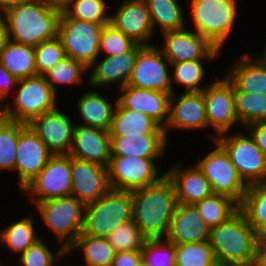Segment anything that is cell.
Returning a JSON list of instances; mask_svg holds the SVG:
<instances>
[{"instance_id": "6da1fadb", "label": "cell", "mask_w": 266, "mask_h": 266, "mask_svg": "<svg viewBox=\"0 0 266 266\" xmlns=\"http://www.w3.org/2000/svg\"><path fill=\"white\" fill-rule=\"evenodd\" d=\"M61 12L47 0H30L10 5L1 14L7 21L10 41L35 47L58 36Z\"/></svg>"}, {"instance_id": "7a4b0ae2", "label": "cell", "mask_w": 266, "mask_h": 266, "mask_svg": "<svg viewBox=\"0 0 266 266\" xmlns=\"http://www.w3.org/2000/svg\"><path fill=\"white\" fill-rule=\"evenodd\" d=\"M133 220L147 239L165 238L177 206L172 181L163 176L157 183L131 192Z\"/></svg>"}, {"instance_id": "3957f363", "label": "cell", "mask_w": 266, "mask_h": 266, "mask_svg": "<svg viewBox=\"0 0 266 266\" xmlns=\"http://www.w3.org/2000/svg\"><path fill=\"white\" fill-rule=\"evenodd\" d=\"M209 242L218 266L257 261L254 229L240 208L227 220L210 229Z\"/></svg>"}, {"instance_id": "277c9868", "label": "cell", "mask_w": 266, "mask_h": 266, "mask_svg": "<svg viewBox=\"0 0 266 266\" xmlns=\"http://www.w3.org/2000/svg\"><path fill=\"white\" fill-rule=\"evenodd\" d=\"M131 220H133L131 192L110 189L98 200L86 204L81 233L107 237L117 227Z\"/></svg>"}, {"instance_id": "5b68a950", "label": "cell", "mask_w": 266, "mask_h": 266, "mask_svg": "<svg viewBox=\"0 0 266 266\" xmlns=\"http://www.w3.org/2000/svg\"><path fill=\"white\" fill-rule=\"evenodd\" d=\"M13 98L3 106V117L27 125L57 108V94L42 75L18 80Z\"/></svg>"}, {"instance_id": "8992f818", "label": "cell", "mask_w": 266, "mask_h": 266, "mask_svg": "<svg viewBox=\"0 0 266 266\" xmlns=\"http://www.w3.org/2000/svg\"><path fill=\"white\" fill-rule=\"evenodd\" d=\"M238 0H190V11L195 32L222 50L233 32Z\"/></svg>"}, {"instance_id": "52a82bcc", "label": "cell", "mask_w": 266, "mask_h": 266, "mask_svg": "<svg viewBox=\"0 0 266 266\" xmlns=\"http://www.w3.org/2000/svg\"><path fill=\"white\" fill-rule=\"evenodd\" d=\"M85 206L70 195L38 202L34 207L44 224L67 251L82 232Z\"/></svg>"}, {"instance_id": "ba28073f", "label": "cell", "mask_w": 266, "mask_h": 266, "mask_svg": "<svg viewBox=\"0 0 266 266\" xmlns=\"http://www.w3.org/2000/svg\"><path fill=\"white\" fill-rule=\"evenodd\" d=\"M222 133L215 141L226 151L238 174L247 184L266 182V156L249 132Z\"/></svg>"}, {"instance_id": "9c48e42d", "label": "cell", "mask_w": 266, "mask_h": 266, "mask_svg": "<svg viewBox=\"0 0 266 266\" xmlns=\"http://www.w3.org/2000/svg\"><path fill=\"white\" fill-rule=\"evenodd\" d=\"M104 25L70 18L63 10L58 24V37L67 57L83 63L88 69L99 57Z\"/></svg>"}, {"instance_id": "30bf717a", "label": "cell", "mask_w": 266, "mask_h": 266, "mask_svg": "<svg viewBox=\"0 0 266 266\" xmlns=\"http://www.w3.org/2000/svg\"><path fill=\"white\" fill-rule=\"evenodd\" d=\"M215 148L196 165L210 182L213 194H222L242 203L248 185L242 180L226 151L216 142Z\"/></svg>"}, {"instance_id": "8fae6325", "label": "cell", "mask_w": 266, "mask_h": 266, "mask_svg": "<svg viewBox=\"0 0 266 266\" xmlns=\"http://www.w3.org/2000/svg\"><path fill=\"white\" fill-rule=\"evenodd\" d=\"M158 159L111 156L108 165L110 188L132 192L157 183L166 174L165 171H158Z\"/></svg>"}, {"instance_id": "7c38bea8", "label": "cell", "mask_w": 266, "mask_h": 266, "mask_svg": "<svg viewBox=\"0 0 266 266\" xmlns=\"http://www.w3.org/2000/svg\"><path fill=\"white\" fill-rule=\"evenodd\" d=\"M72 187L71 156L53 155L43 170L22 190L33 204L70 196Z\"/></svg>"}, {"instance_id": "4fadbf2b", "label": "cell", "mask_w": 266, "mask_h": 266, "mask_svg": "<svg viewBox=\"0 0 266 266\" xmlns=\"http://www.w3.org/2000/svg\"><path fill=\"white\" fill-rule=\"evenodd\" d=\"M203 90L207 114V128L212 127L216 134H209L213 141L225 132H230L234 126L240 125L235 111L233 83L223 75Z\"/></svg>"}, {"instance_id": "5bb4252c", "label": "cell", "mask_w": 266, "mask_h": 266, "mask_svg": "<svg viewBox=\"0 0 266 266\" xmlns=\"http://www.w3.org/2000/svg\"><path fill=\"white\" fill-rule=\"evenodd\" d=\"M171 64L158 46H143L137 55L133 72L127 85L139 89H152L169 93L175 92L171 83Z\"/></svg>"}, {"instance_id": "9a60e30c", "label": "cell", "mask_w": 266, "mask_h": 266, "mask_svg": "<svg viewBox=\"0 0 266 266\" xmlns=\"http://www.w3.org/2000/svg\"><path fill=\"white\" fill-rule=\"evenodd\" d=\"M163 44L158 46L169 63L216 59L221 51L207 39L186 27L161 34Z\"/></svg>"}, {"instance_id": "2e32d148", "label": "cell", "mask_w": 266, "mask_h": 266, "mask_svg": "<svg viewBox=\"0 0 266 266\" xmlns=\"http://www.w3.org/2000/svg\"><path fill=\"white\" fill-rule=\"evenodd\" d=\"M75 125L69 114L57 107L34 118L28 127L53 155H66L71 149Z\"/></svg>"}, {"instance_id": "e0dca14e", "label": "cell", "mask_w": 266, "mask_h": 266, "mask_svg": "<svg viewBox=\"0 0 266 266\" xmlns=\"http://www.w3.org/2000/svg\"><path fill=\"white\" fill-rule=\"evenodd\" d=\"M53 154L27 126L18 137L14 171L22 190L43 170Z\"/></svg>"}, {"instance_id": "ac0fdd59", "label": "cell", "mask_w": 266, "mask_h": 266, "mask_svg": "<svg viewBox=\"0 0 266 266\" xmlns=\"http://www.w3.org/2000/svg\"><path fill=\"white\" fill-rule=\"evenodd\" d=\"M110 24L137 44L153 45L150 39L155 31L145 0H122L115 13L110 15Z\"/></svg>"}, {"instance_id": "d6986e66", "label": "cell", "mask_w": 266, "mask_h": 266, "mask_svg": "<svg viewBox=\"0 0 266 266\" xmlns=\"http://www.w3.org/2000/svg\"><path fill=\"white\" fill-rule=\"evenodd\" d=\"M178 96V97H177ZM202 130L207 128V114L203 91L172 93L169 99V119L164 128L167 140L171 129Z\"/></svg>"}, {"instance_id": "ffe728a7", "label": "cell", "mask_w": 266, "mask_h": 266, "mask_svg": "<svg viewBox=\"0 0 266 266\" xmlns=\"http://www.w3.org/2000/svg\"><path fill=\"white\" fill-rule=\"evenodd\" d=\"M143 45L136 44L130 51L114 56H104L97 58L95 62L89 67L92 69L91 74H88L87 82L89 86L95 89L103 87V89H110L113 83H117L119 89L126 86L130 80L133 72V67L139 50ZM100 59V60H99Z\"/></svg>"}, {"instance_id": "44dd1931", "label": "cell", "mask_w": 266, "mask_h": 266, "mask_svg": "<svg viewBox=\"0 0 266 266\" xmlns=\"http://www.w3.org/2000/svg\"><path fill=\"white\" fill-rule=\"evenodd\" d=\"M71 170L70 195L85 205L98 200L111 189L107 167L71 157Z\"/></svg>"}, {"instance_id": "7402d4cb", "label": "cell", "mask_w": 266, "mask_h": 266, "mask_svg": "<svg viewBox=\"0 0 266 266\" xmlns=\"http://www.w3.org/2000/svg\"><path fill=\"white\" fill-rule=\"evenodd\" d=\"M68 155L108 168L111 157L109 131L76 123Z\"/></svg>"}, {"instance_id": "603a6c76", "label": "cell", "mask_w": 266, "mask_h": 266, "mask_svg": "<svg viewBox=\"0 0 266 266\" xmlns=\"http://www.w3.org/2000/svg\"><path fill=\"white\" fill-rule=\"evenodd\" d=\"M119 91L117 99L123 108L142 112L165 128L169 119V93L129 85Z\"/></svg>"}, {"instance_id": "cb8c5ba5", "label": "cell", "mask_w": 266, "mask_h": 266, "mask_svg": "<svg viewBox=\"0 0 266 266\" xmlns=\"http://www.w3.org/2000/svg\"><path fill=\"white\" fill-rule=\"evenodd\" d=\"M210 228L194 204L178 203L165 237L170 243H198L209 240Z\"/></svg>"}, {"instance_id": "d4e9b609", "label": "cell", "mask_w": 266, "mask_h": 266, "mask_svg": "<svg viewBox=\"0 0 266 266\" xmlns=\"http://www.w3.org/2000/svg\"><path fill=\"white\" fill-rule=\"evenodd\" d=\"M185 164L178 161L166 172L167 177L172 181L177 203L195 204L213 194L210 182L197 165L182 166Z\"/></svg>"}, {"instance_id": "484cf974", "label": "cell", "mask_w": 266, "mask_h": 266, "mask_svg": "<svg viewBox=\"0 0 266 266\" xmlns=\"http://www.w3.org/2000/svg\"><path fill=\"white\" fill-rule=\"evenodd\" d=\"M167 144L166 135L110 136L111 156L163 158Z\"/></svg>"}, {"instance_id": "4316f807", "label": "cell", "mask_w": 266, "mask_h": 266, "mask_svg": "<svg viewBox=\"0 0 266 266\" xmlns=\"http://www.w3.org/2000/svg\"><path fill=\"white\" fill-rule=\"evenodd\" d=\"M234 60L226 77L241 91L266 95V67L257 57L239 54Z\"/></svg>"}, {"instance_id": "83f0119b", "label": "cell", "mask_w": 266, "mask_h": 266, "mask_svg": "<svg viewBox=\"0 0 266 266\" xmlns=\"http://www.w3.org/2000/svg\"><path fill=\"white\" fill-rule=\"evenodd\" d=\"M110 102L108 98L102 96L97 91L84 92L77 101L76 109L82 118L80 125L101 128L109 131L112 125L113 115L118 103L116 97L115 102Z\"/></svg>"}, {"instance_id": "f1b7e54d", "label": "cell", "mask_w": 266, "mask_h": 266, "mask_svg": "<svg viewBox=\"0 0 266 266\" xmlns=\"http://www.w3.org/2000/svg\"><path fill=\"white\" fill-rule=\"evenodd\" d=\"M110 136L127 135H165L162 128L155 120L146 114L123 108L119 103L114 111Z\"/></svg>"}, {"instance_id": "f546056e", "label": "cell", "mask_w": 266, "mask_h": 266, "mask_svg": "<svg viewBox=\"0 0 266 266\" xmlns=\"http://www.w3.org/2000/svg\"><path fill=\"white\" fill-rule=\"evenodd\" d=\"M0 63L17 80L37 75L33 46L8 41L0 52Z\"/></svg>"}, {"instance_id": "4dcf8cb0", "label": "cell", "mask_w": 266, "mask_h": 266, "mask_svg": "<svg viewBox=\"0 0 266 266\" xmlns=\"http://www.w3.org/2000/svg\"><path fill=\"white\" fill-rule=\"evenodd\" d=\"M82 251L85 266H112L116 251L106 237L88 236L80 233L68 248L67 254Z\"/></svg>"}, {"instance_id": "1f68e13d", "label": "cell", "mask_w": 266, "mask_h": 266, "mask_svg": "<svg viewBox=\"0 0 266 266\" xmlns=\"http://www.w3.org/2000/svg\"><path fill=\"white\" fill-rule=\"evenodd\" d=\"M150 12L154 30L159 27L161 34L186 27L184 10L179 0H145Z\"/></svg>"}, {"instance_id": "d6a6232c", "label": "cell", "mask_w": 266, "mask_h": 266, "mask_svg": "<svg viewBox=\"0 0 266 266\" xmlns=\"http://www.w3.org/2000/svg\"><path fill=\"white\" fill-rule=\"evenodd\" d=\"M32 217L31 215L23 217L21 220L0 230V243L7 246L12 253H17V256L40 239V237H37Z\"/></svg>"}, {"instance_id": "836d02e7", "label": "cell", "mask_w": 266, "mask_h": 266, "mask_svg": "<svg viewBox=\"0 0 266 266\" xmlns=\"http://www.w3.org/2000/svg\"><path fill=\"white\" fill-rule=\"evenodd\" d=\"M233 93L241 128L257 122H266V95L241 91L234 84Z\"/></svg>"}, {"instance_id": "e575fe53", "label": "cell", "mask_w": 266, "mask_h": 266, "mask_svg": "<svg viewBox=\"0 0 266 266\" xmlns=\"http://www.w3.org/2000/svg\"><path fill=\"white\" fill-rule=\"evenodd\" d=\"M194 205L210 229L227 220L239 209L236 201L222 194H212Z\"/></svg>"}, {"instance_id": "d590c367", "label": "cell", "mask_w": 266, "mask_h": 266, "mask_svg": "<svg viewBox=\"0 0 266 266\" xmlns=\"http://www.w3.org/2000/svg\"><path fill=\"white\" fill-rule=\"evenodd\" d=\"M203 60L212 62L215 59H199L193 61H184L171 63L170 67H173V74L171 73V83L181 85L185 89L184 92H200L203 91L208 84L206 82L201 86L202 80L205 79V67L203 66Z\"/></svg>"}, {"instance_id": "8d00e7d4", "label": "cell", "mask_w": 266, "mask_h": 266, "mask_svg": "<svg viewBox=\"0 0 266 266\" xmlns=\"http://www.w3.org/2000/svg\"><path fill=\"white\" fill-rule=\"evenodd\" d=\"M27 126L22 122L0 118V170L14 171L18 137Z\"/></svg>"}, {"instance_id": "74e56055", "label": "cell", "mask_w": 266, "mask_h": 266, "mask_svg": "<svg viewBox=\"0 0 266 266\" xmlns=\"http://www.w3.org/2000/svg\"><path fill=\"white\" fill-rule=\"evenodd\" d=\"M62 10L77 20L100 25L110 23V13L106 11L109 6L105 0H71Z\"/></svg>"}, {"instance_id": "f35d334b", "label": "cell", "mask_w": 266, "mask_h": 266, "mask_svg": "<svg viewBox=\"0 0 266 266\" xmlns=\"http://www.w3.org/2000/svg\"><path fill=\"white\" fill-rule=\"evenodd\" d=\"M87 70L90 69L83 63L66 56L62 61L57 62L48 70L44 78L58 95L56 85H79L84 79L85 72H88Z\"/></svg>"}, {"instance_id": "ab89813d", "label": "cell", "mask_w": 266, "mask_h": 266, "mask_svg": "<svg viewBox=\"0 0 266 266\" xmlns=\"http://www.w3.org/2000/svg\"><path fill=\"white\" fill-rule=\"evenodd\" d=\"M175 266H218L209 240L175 244Z\"/></svg>"}, {"instance_id": "60d3db41", "label": "cell", "mask_w": 266, "mask_h": 266, "mask_svg": "<svg viewBox=\"0 0 266 266\" xmlns=\"http://www.w3.org/2000/svg\"><path fill=\"white\" fill-rule=\"evenodd\" d=\"M239 208L243 211L253 229L262 221H266V182L248 185Z\"/></svg>"}, {"instance_id": "b9f144b4", "label": "cell", "mask_w": 266, "mask_h": 266, "mask_svg": "<svg viewBox=\"0 0 266 266\" xmlns=\"http://www.w3.org/2000/svg\"><path fill=\"white\" fill-rule=\"evenodd\" d=\"M106 238L116 252L142 250L147 239L134 220L123 223Z\"/></svg>"}, {"instance_id": "7bdbcfd3", "label": "cell", "mask_w": 266, "mask_h": 266, "mask_svg": "<svg viewBox=\"0 0 266 266\" xmlns=\"http://www.w3.org/2000/svg\"><path fill=\"white\" fill-rule=\"evenodd\" d=\"M141 252L145 266H175V244L165 238L146 239Z\"/></svg>"}, {"instance_id": "ee69618b", "label": "cell", "mask_w": 266, "mask_h": 266, "mask_svg": "<svg viewBox=\"0 0 266 266\" xmlns=\"http://www.w3.org/2000/svg\"><path fill=\"white\" fill-rule=\"evenodd\" d=\"M58 245L57 250L53 252L42 239H39L19 255L17 264L20 266H54V263L60 261L62 257L66 255L68 257L67 251L60 244Z\"/></svg>"}, {"instance_id": "f6af8a7d", "label": "cell", "mask_w": 266, "mask_h": 266, "mask_svg": "<svg viewBox=\"0 0 266 266\" xmlns=\"http://www.w3.org/2000/svg\"><path fill=\"white\" fill-rule=\"evenodd\" d=\"M37 75L44 76L57 62L66 57L62 41L57 36L34 47Z\"/></svg>"}, {"instance_id": "bcb514c9", "label": "cell", "mask_w": 266, "mask_h": 266, "mask_svg": "<svg viewBox=\"0 0 266 266\" xmlns=\"http://www.w3.org/2000/svg\"><path fill=\"white\" fill-rule=\"evenodd\" d=\"M136 44L131 38L109 23L104 25L102 29L99 56L103 53L105 56L122 54L130 51Z\"/></svg>"}, {"instance_id": "7dc6e473", "label": "cell", "mask_w": 266, "mask_h": 266, "mask_svg": "<svg viewBox=\"0 0 266 266\" xmlns=\"http://www.w3.org/2000/svg\"><path fill=\"white\" fill-rule=\"evenodd\" d=\"M17 79L0 63V103L4 106L9 93L16 89ZM11 91V92H10Z\"/></svg>"}, {"instance_id": "c3c4849f", "label": "cell", "mask_w": 266, "mask_h": 266, "mask_svg": "<svg viewBox=\"0 0 266 266\" xmlns=\"http://www.w3.org/2000/svg\"><path fill=\"white\" fill-rule=\"evenodd\" d=\"M142 262L141 250L116 252L112 266H140Z\"/></svg>"}, {"instance_id": "681fc988", "label": "cell", "mask_w": 266, "mask_h": 266, "mask_svg": "<svg viewBox=\"0 0 266 266\" xmlns=\"http://www.w3.org/2000/svg\"><path fill=\"white\" fill-rule=\"evenodd\" d=\"M254 138L258 148L266 156V122H257L244 128Z\"/></svg>"}, {"instance_id": "f907efd6", "label": "cell", "mask_w": 266, "mask_h": 266, "mask_svg": "<svg viewBox=\"0 0 266 266\" xmlns=\"http://www.w3.org/2000/svg\"><path fill=\"white\" fill-rule=\"evenodd\" d=\"M9 41L8 25L5 17L0 13V52Z\"/></svg>"}, {"instance_id": "816d5d0a", "label": "cell", "mask_w": 266, "mask_h": 266, "mask_svg": "<svg viewBox=\"0 0 266 266\" xmlns=\"http://www.w3.org/2000/svg\"><path fill=\"white\" fill-rule=\"evenodd\" d=\"M255 241L257 245L266 244V221H262L255 229Z\"/></svg>"}, {"instance_id": "f5cc1de1", "label": "cell", "mask_w": 266, "mask_h": 266, "mask_svg": "<svg viewBox=\"0 0 266 266\" xmlns=\"http://www.w3.org/2000/svg\"><path fill=\"white\" fill-rule=\"evenodd\" d=\"M257 262L259 266H266V244L257 245Z\"/></svg>"}, {"instance_id": "db71d44e", "label": "cell", "mask_w": 266, "mask_h": 266, "mask_svg": "<svg viewBox=\"0 0 266 266\" xmlns=\"http://www.w3.org/2000/svg\"><path fill=\"white\" fill-rule=\"evenodd\" d=\"M30 0H0V13L10 5Z\"/></svg>"}, {"instance_id": "11a10c76", "label": "cell", "mask_w": 266, "mask_h": 266, "mask_svg": "<svg viewBox=\"0 0 266 266\" xmlns=\"http://www.w3.org/2000/svg\"><path fill=\"white\" fill-rule=\"evenodd\" d=\"M51 5H54L59 8H63L67 5L71 0H47Z\"/></svg>"}, {"instance_id": "9f6ffc18", "label": "cell", "mask_w": 266, "mask_h": 266, "mask_svg": "<svg viewBox=\"0 0 266 266\" xmlns=\"http://www.w3.org/2000/svg\"><path fill=\"white\" fill-rule=\"evenodd\" d=\"M263 48V53L261 55H258L257 59L266 67V44Z\"/></svg>"}, {"instance_id": "6f0895ef", "label": "cell", "mask_w": 266, "mask_h": 266, "mask_svg": "<svg viewBox=\"0 0 266 266\" xmlns=\"http://www.w3.org/2000/svg\"><path fill=\"white\" fill-rule=\"evenodd\" d=\"M232 266H259V264L257 261H255V262L249 263V264L232 265Z\"/></svg>"}, {"instance_id": "680465c9", "label": "cell", "mask_w": 266, "mask_h": 266, "mask_svg": "<svg viewBox=\"0 0 266 266\" xmlns=\"http://www.w3.org/2000/svg\"><path fill=\"white\" fill-rule=\"evenodd\" d=\"M3 117V105L0 103V118Z\"/></svg>"}]
</instances>
